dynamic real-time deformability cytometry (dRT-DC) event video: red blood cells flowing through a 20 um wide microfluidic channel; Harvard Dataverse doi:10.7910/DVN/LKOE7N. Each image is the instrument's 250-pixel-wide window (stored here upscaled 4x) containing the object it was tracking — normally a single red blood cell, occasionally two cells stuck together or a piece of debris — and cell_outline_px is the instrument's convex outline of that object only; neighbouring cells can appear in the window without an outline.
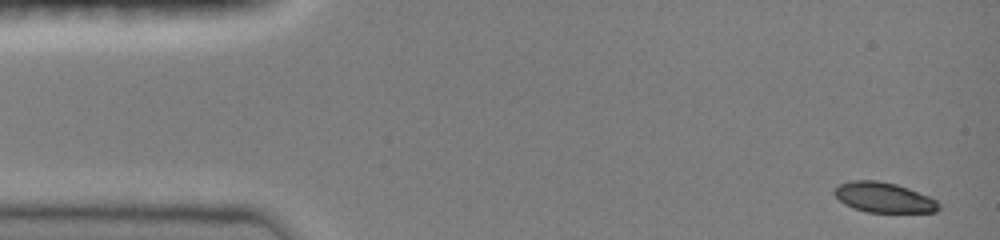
{"species": "common noctule bat (a hibernating species)", "species_latin": "Nyctalus noctula", "temperature_condition": "room temperature", "stored_images_in_passage": 13, "camera_frame_rate_fps": 3000, "um_per_image_px": 0.085, "animal": {"sex": "female", "body_mass_g": 19.0, "forearm_length_mm": 51.5}, "frame": {"image": 1, "passage_image": 1, "time_ms": 0.0, "image_size_px": [1000, 240], "cell_outline_px": [[940, 208], [936, 212], [868, 212], [852, 208], [844, 204], [832, 192], [836, 184], [848, 180], [876, 180], [896, 184], [908, 188], [928, 196], [936, 200], [940, 204]], "centroid_in_image_um": [75.07, 16.77], "position_along_channel_um": 9.9, "area_um2": 18.5}}
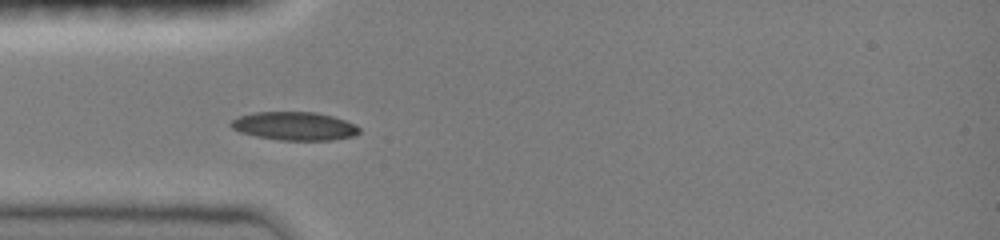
{"frame": {"image": 2, "passage_image": 10, "time_ms": 3.0, "image_size_px": [1000, 240], "cell_outline_px": [[360, 132], [352, 136], [332, 140], [280, 140], [256, 136], [240, 132], [232, 128], [228, 124], [232, 120], [240, 116], [252, 112], [316, 112], [332, 116], [356, 124], [360, 128]], "centroid_in_image_um": [25.02, 10.71], "position_along_channel_um": 60.0, "area_um2": 21.21}}
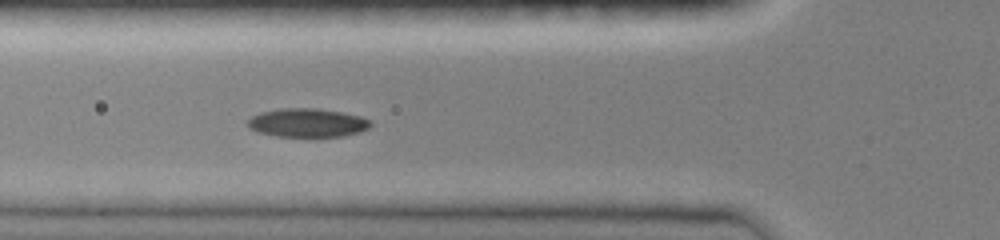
{"frame": {"image": 3, "passage_image": 13, "time_ms": 4.0, "image_size_px": [1000, 240], "cell_outline_px": [[372, 124], [368, 128], [360, 132], [340, 136], [276, 136], [256, 132], [248, 128], [248, 120], [252, 116], [260, 112], [280, 108], [316, 108], [340, 112], [360, 116], [368, 120]], "centroid_in_image_um": [26.08, 10.43], "position_along_channel_um": 99.7, "area_um2": 20.4}}